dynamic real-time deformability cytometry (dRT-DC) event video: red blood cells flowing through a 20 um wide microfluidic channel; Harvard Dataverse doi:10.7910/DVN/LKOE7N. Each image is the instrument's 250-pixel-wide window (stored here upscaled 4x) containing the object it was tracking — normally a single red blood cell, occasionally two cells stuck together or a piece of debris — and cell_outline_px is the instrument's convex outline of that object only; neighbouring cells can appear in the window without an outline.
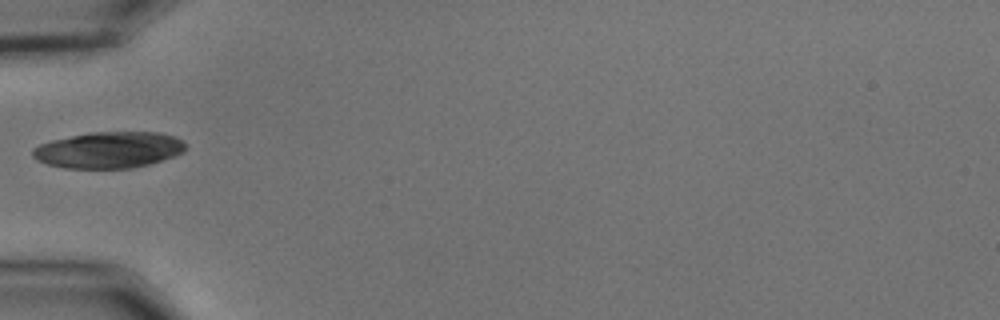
{"species": "common noctule bat (a hibernating species)", "species_latin": "Nyctalus noctula", "temperature_condition": "cold", "stored_images_in_passage": 6, "camera_frame_rate_fps": 3000, "um_per_image_px": 0.085, "animal": {"sex": "male", "body_mass_g": 15.6}, "frame": {"image": 1, "passage_image": 1, "time_ms": 0.0, "image_size_px": [1000, 320], "cell_outline_px": [[188, 148], [184, 152], [148, 164], [132, 168], [64, 168], [48, 164], [36, 160], [32, 156], [32, 148], [40, 144], [52, 140], [92, 132], [160, 132], [176, 136], [184, 140]], "centroid_in_image_um": [9.27, 12.74], "position_along_channel_um": 75.7, "area_um2": 32.43}}